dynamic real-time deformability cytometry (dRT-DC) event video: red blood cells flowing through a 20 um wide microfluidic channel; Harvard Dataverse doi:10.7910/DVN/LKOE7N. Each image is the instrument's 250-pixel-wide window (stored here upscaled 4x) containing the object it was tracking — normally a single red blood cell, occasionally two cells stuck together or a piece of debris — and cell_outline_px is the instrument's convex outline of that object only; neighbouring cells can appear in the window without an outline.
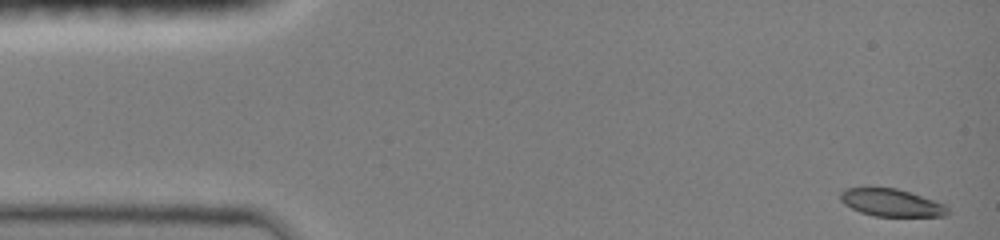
{"species": "common noctule bat (a hibernating species)", "species_latin": "Nyctalus noctula", "temperature_condition": "room temperature", "stored_images_in_passage": 30, "camera_frame_rate_fps": 3000, "um_per_image_px": 0.085, "animal": {"sex": "female", "body_mass_g": 19.0, "forearm_length_mm": 51.5}, "frame": {"image": 1, "passage_image": 1, "time_ms": 0.0, "image_size_px": [1000, 240], "cell_outline_px": [[948, 212], [944, 216], [872, 216], [860, 212], [844, 204], [840, 200], [840, 192], [844, 188], [868, 184], [896, 188], [944, 204], [948, 208]], "centroid_in_image_um": [75.64, 17.18], "position_along_channel_um": 9.4, "area_um2": 17.69}}
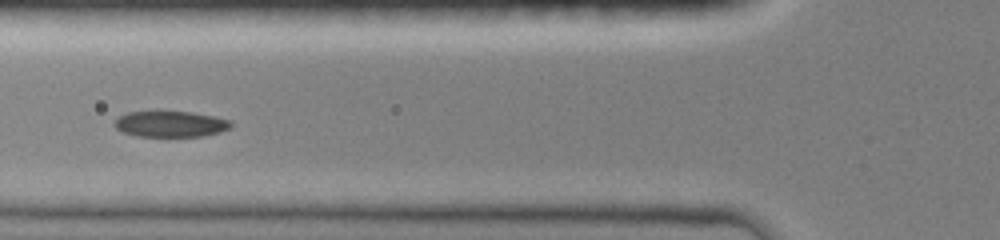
{"frame": {"image": 2, "passage_image": 22, "time_ms": 5.333, "image_size_px": [1000, 240], "cell_outline_px": [[232, 128], [200, 136], [136, 136], [124, 132], [116, 128], [112, 124], [120, 116], [128, 112], [192, 112], [216, 116], [232, 120]], "centroid_in_image_um": [14.52, 10.54], "position_along_channel_um": 111.3, "area_um2": 17.46}}
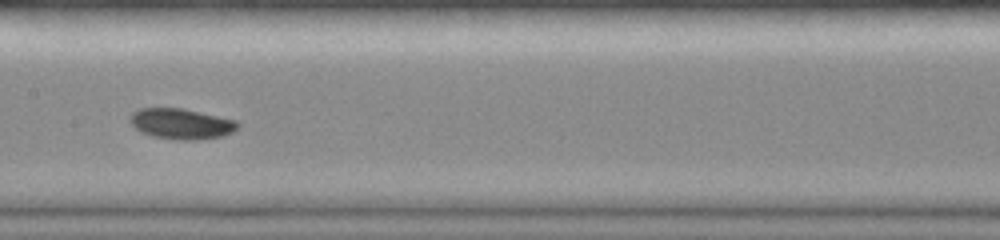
{"frame": {"image": 3, "passage_image": 29, "time_ms": 7.333, "image_size_px": [1000, 240], "cell_outline_px": [[240, 124], [232, 132], [224, 136], [200, 140], [176, 140], [152, 136], [140, 132], [128, 120], [128, 116], [132, 112], [140, 108], [184, 108], [236, 120]], "centroid_in_image_um": [15.39, 10.52], "position_along_channel_um": 192.0, "area_um2": 19.48}}